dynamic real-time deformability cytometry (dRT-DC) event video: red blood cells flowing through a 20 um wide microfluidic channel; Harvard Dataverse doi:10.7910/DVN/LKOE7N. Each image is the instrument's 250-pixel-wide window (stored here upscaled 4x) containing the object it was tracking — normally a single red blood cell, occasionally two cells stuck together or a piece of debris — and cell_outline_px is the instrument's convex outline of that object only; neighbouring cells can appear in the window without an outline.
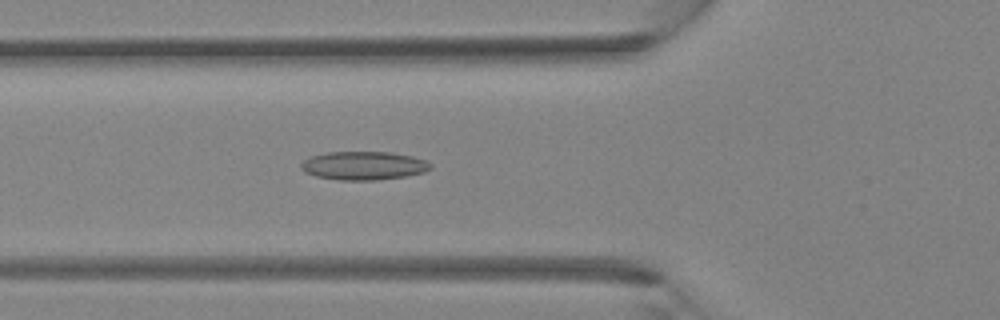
{"species": "Egyptian fruit bat (a non-hibernating species)", "species_latin": "Rousettus aegyptiacus", "temperature_condition": "room temperature", "stored_images_in_passage": 40, "camera_frame_rate_fps": 3000, "um_per_image_px": 0.085, "animal": {"sex": "female"}, "frame": {"image": 1, "passage_image": 15, "time_ms": 4.667, "image_size_px": [1000, 320], "cell_outline_px": [[432, 168], [424, 172], [404, 176], [376, 180], [340, 180], [316, 176], [304, 172], [300, 168], [300, 164], [308, 156], [328, 152], [392, 152], [412, 156], [428, 160], [432, 164]], "centroid_in_image_um": [30.91, 14.07], "position_along_channel_um": 94.9, "area_um2": 21.68}}
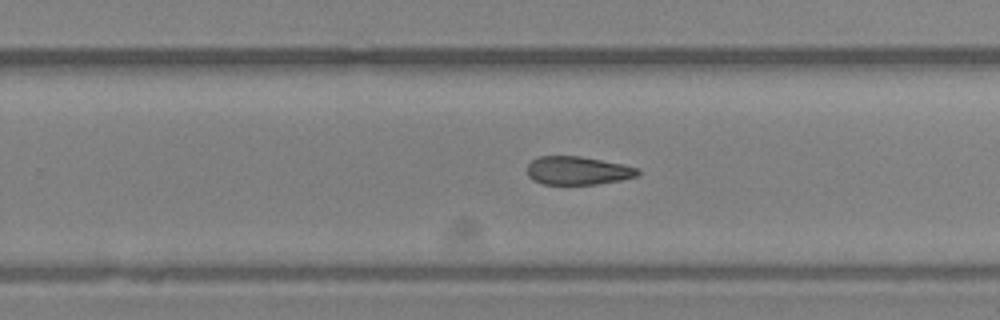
{"frame": {"image": 2, "passage_image": 26, "time_ms": 8.333, "image_size_px": [1000, 320], "cell_outline_px": [[640, 172], [636, 176], [620, 180], [596, 184], [544, 184], [532, 180], [528, 176], [528, 164], [532, 160], [540, 156], [580, 156], [624, 164], [640, 168]], "centroid_in_image_um": [49.12, 14.49], "position_along_channel_um": 280.7, "area_um2": 18.26}}
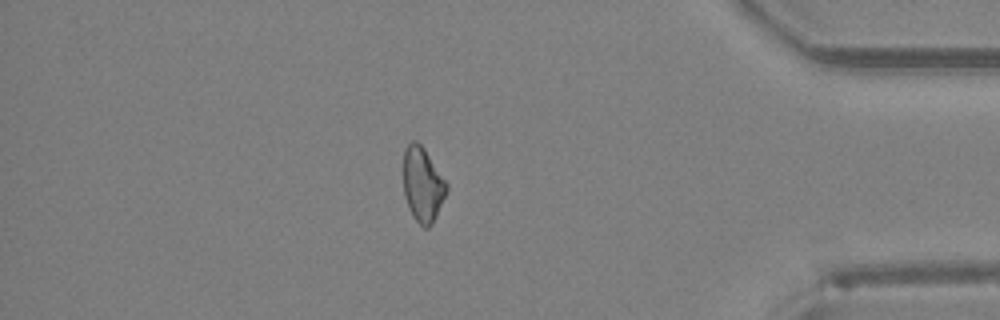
{"frame": {"image": 3, "passage_image": 35, "time_ms": 11.333, "image_size_px": [1000, 320], "cell_outline_px": [[448, 188], [436, 216], [432, 224], [428, 228], [424, 228], [412, 216], [408, 208], [404, 196], [404, 148], [412, 140], [416, 140], [424, 148], [448, 184]], "centroid_in_image_um": [35.92, 15.69], "position_along_channel_um": 399.3, "area_um2": 18.73}}